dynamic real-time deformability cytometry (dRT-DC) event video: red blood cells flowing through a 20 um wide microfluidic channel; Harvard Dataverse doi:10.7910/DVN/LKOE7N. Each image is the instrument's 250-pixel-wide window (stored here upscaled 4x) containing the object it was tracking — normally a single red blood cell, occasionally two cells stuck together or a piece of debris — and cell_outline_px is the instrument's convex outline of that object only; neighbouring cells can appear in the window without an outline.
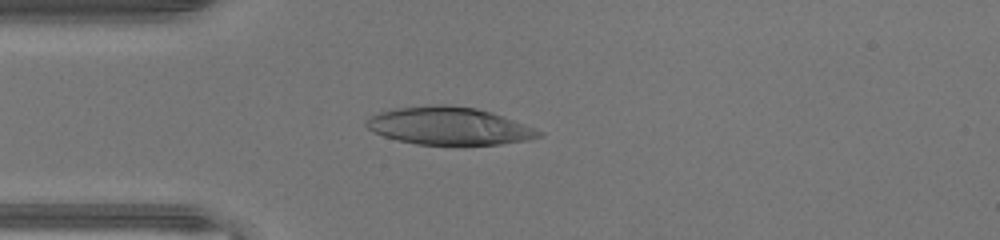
{"species": "human", "species_latin": "Homo sapiens", "temperature_condition": "warm", "stored_images_in_passage": 43, "camera_frame_rate_fps": 3000, "um_per_image_px": 0.085, "donor": {"sex": "male"}, "frame": {"image": 1, "passage_image": 9, "time_ms": 2.667, "image_size_px": [1000, 240], "cell_outline_px": [[544, 136], [528, 140], [500, 144], [416, 144], [396, 140], [372, 132], [364, 124], [372, 116], [380, 112], [396, 108], [436, 104], [448, 104], [476, 108], [492, 112], [536, 128], [544, 132]], "centroid_in_image_um": [38.2, 10.7], "position_along_channel_um": 46.8, "area_um2": 37.86}}
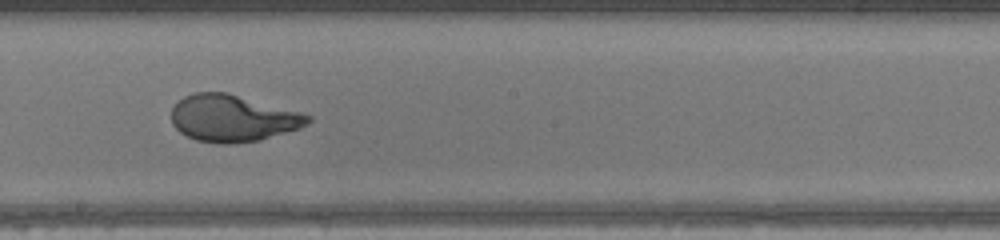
{"frame": {"image": 2, "passage_image": 22, "time_ms": 7.0, "image_size_px": [1000, 240], "cell_outline_px": [[312, 120], [308, 124], [300, 128], [260, 140], [232, 144], [220, 144], [196, 140], [180, 132], [172, 124], [172, 108], [184, 96], [196, 92], [228, 92], [300, 112], [312, 116]], "centroid_in_image_um": [19.79, 10.05], "position_along_channel_um": 228.4, "area_um2": 37.28}}
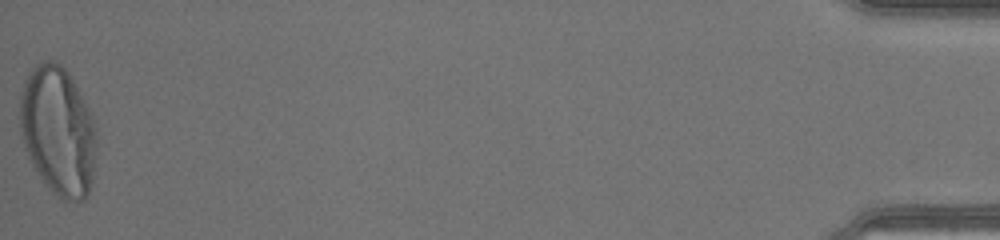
{"frame": {"image": 3, "passage_image": 43, "time_ms": 14.0, "image_size_px": [1000, 240], "cell_outline_px": [[96, 148], [92, 176], [88, 192], [84, 200], [60, 200], [52, 192], [40, 176], [32, 164], [24, 148], [20, 132], [20, 96], [28, 72], [36, 64], [44, 60], [52, 60], [60, 64], [68, 72], [88, 108], [92, 116], [96, 132]], "centroid_in_image_um": [4.91, 11.12], "position_along_channel_um": 430.3, "area_um2": 57.34}, "authors_computed_cell_mechanics": {"area_um2": 38.3214, "velocity_mm_per_s": 4.4659, "shape_relaxation_time_tau1_ms": 4.9369, "shape_relaxation_time_tau2_ms": null, "deformation_change_tau1": 0.3083, "deformation_change_tau2": null}}